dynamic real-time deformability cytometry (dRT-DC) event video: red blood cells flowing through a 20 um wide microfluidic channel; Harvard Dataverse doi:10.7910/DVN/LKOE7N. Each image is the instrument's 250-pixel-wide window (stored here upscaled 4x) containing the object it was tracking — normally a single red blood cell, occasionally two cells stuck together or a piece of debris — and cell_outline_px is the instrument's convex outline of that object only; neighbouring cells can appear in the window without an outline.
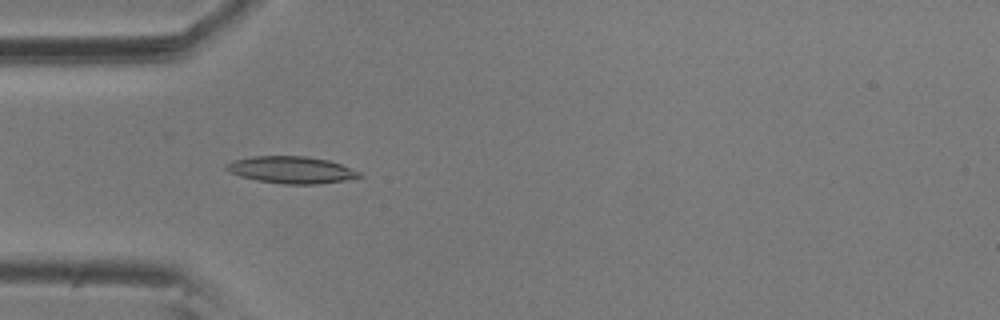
{"species": "common noctule bat (a hibernating species)", "species_latin": "Nyctalus noctula", "temperature_condition": "room temperature", "stored_images_in_passage": 6, "camera_frame_rate_fps": 3000, "um_per_image_px": 0.085, "animal": {"sex": "male", "body_mass_g": 20.5, "forearm_length_mm": 52.5}, "frame": {"image": 1, "passage_image": 5, "time_ms": 1.333, "image_size_px": [1000, 320], "cell_outline_px": [[364, 176], [344, 180], [316, 184], [284, 184], [260, 180], [240, 176], [224, 168], [224, 164], [236, 160], [252, 156], [304, 156], [328, 160], [340, 164], [360, 172]], "centroid_in_image_um": [24.77, 14.43], "position_along_channel_um": 60.2, "area_um2": 20.58}}
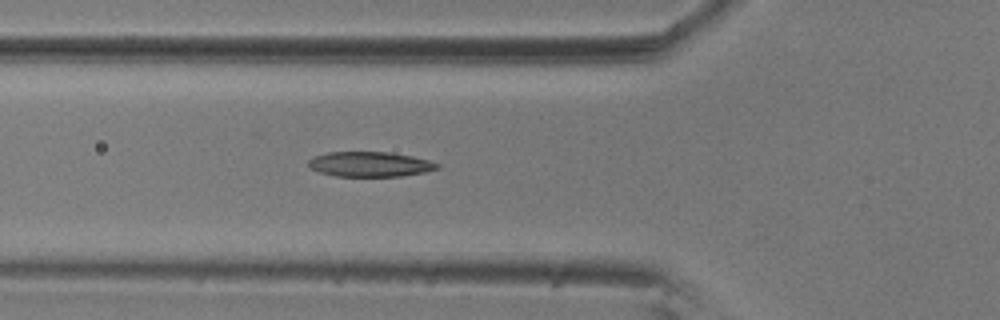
{"frame": {"image": 2, "passage_image": 6, "time_ms": 1.667, "image_size_px": [1000, 320], "cell_outline_px": [[440, 168], [424, 172], [400, 176], [336, 176], [320, 172], [312, 168], [308, 164], [308, 160], [316, 156], [328, 152], [388, 152], [412, 156], [428, 160], [440, 164]], "centroid_in_image_um": [31.47, 13.96], "position_along_channel_um": 94.3, "area_um2": 18.55}}